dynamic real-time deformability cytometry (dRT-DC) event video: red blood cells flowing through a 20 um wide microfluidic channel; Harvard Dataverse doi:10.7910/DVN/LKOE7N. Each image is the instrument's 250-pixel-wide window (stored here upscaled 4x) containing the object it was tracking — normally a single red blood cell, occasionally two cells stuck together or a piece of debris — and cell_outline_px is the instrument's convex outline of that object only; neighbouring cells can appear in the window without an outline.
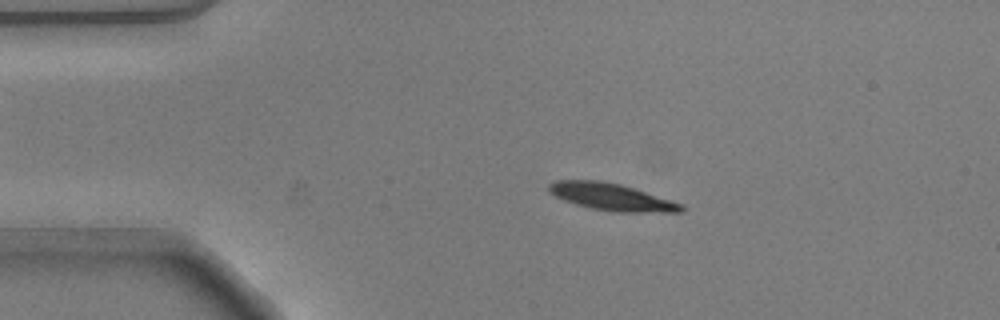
{"species": "common noctule bat (a hibernating species)", "species_latin": "Nyctalus noctula", "temperature_condition": "warm", "stored_images_in_passage": 49, "camera_frame_rate_fps": 3000, "um_per_image_px": 0.085, "animal": {"sex": "male", "body_mass_g": 20.5, "forearm_length_mm": 52.5}, "frame": {"image": 1, "passage_image": 6, "time_ms": 1.667, "image_size_px": [1000, 320], "cell_outline_px": [[684, 212], [612, 212], [592, 208], [576, 204], [564, 200], [548, 192], [548, 184], [556, 180], [600, 180], [620, 184], [684, 204]], "centroid_in_image_um": [51.98, 16.74], "position_along_channel_um": 33.0, "area_um2": 20.87}}
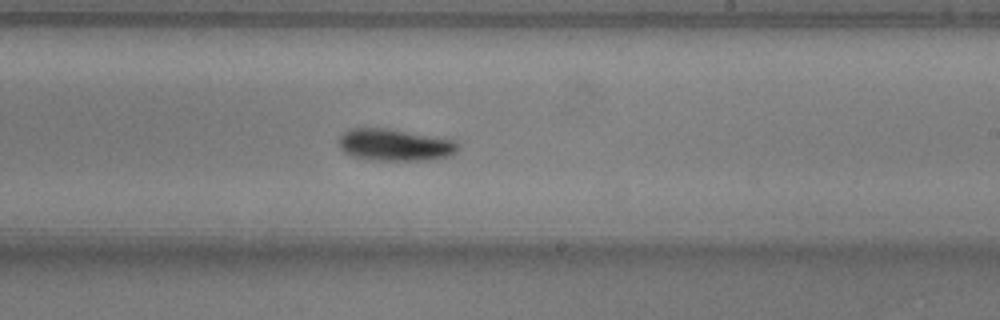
{"frame": {"image": 2, "passage_image": 27, "time_ms": 8.667, "image_size_px": [1000, 320], "cell_outline_px": [[460, 148], [456, 152], [448, 156], [428, 160], [376, 160], [356, 156], [344, 152], [340, 148], [340, 136], [344, 132], [352, 128], [384, 128], [456, 140], [460, 144]], "centroid_in_image_um": [33.61, 12.31], "position_along_channel_um": 255.4, "area_um2": 21.91}}
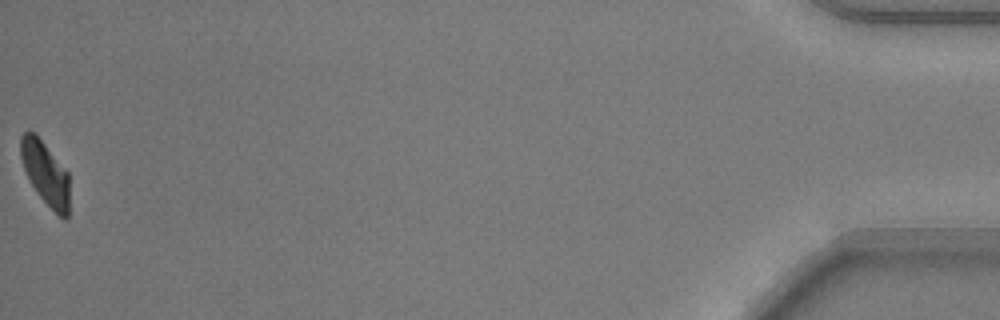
{"frame": {"image": 3, "passage_image": 49, "time_ms": 16.0, "image_size_px": [1000, 320], "cell_outline_px": [[68, 216], [64, 220], [40, 196], [32, 184], [24, 168], [20, 156], [20, 136], [24, 132], [32, 132], [44, 144], [68, 172]], "centroid_in_image_um": [3.85, 14.71], "position_along_channel_um": 431.3, "area_um2": 17.34}, "authors_computed_cell_mechanics": {"area_um2": 21.1548, "velocity_mm_per_s": 3.7755, "shape_relaxation_time_tau1_ms": 2.0024, "shape_relaxation_time_tau2_ms": 4.4028, "deformation_change_tau1": 0.1326, "deformation_change_tau2": 0.0481}}